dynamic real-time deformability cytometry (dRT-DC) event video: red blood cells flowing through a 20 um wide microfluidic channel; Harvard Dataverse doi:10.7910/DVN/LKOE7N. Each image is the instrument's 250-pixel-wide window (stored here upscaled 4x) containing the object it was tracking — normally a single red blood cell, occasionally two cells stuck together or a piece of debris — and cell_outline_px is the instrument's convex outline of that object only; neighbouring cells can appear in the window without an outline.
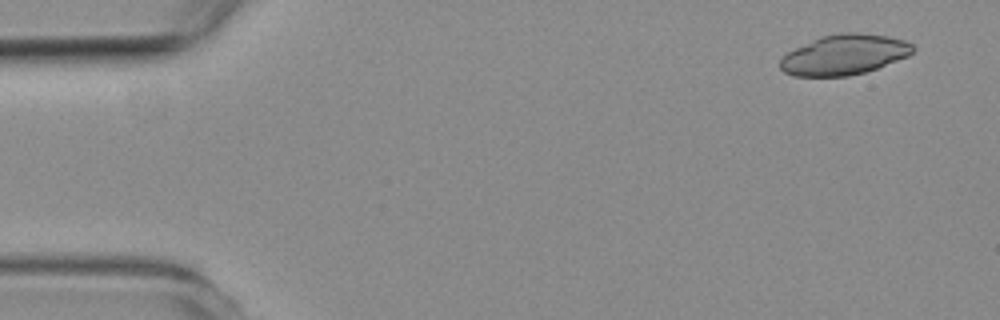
{"species": "common noctule bat (a hibernating species)", "species_latin": "Nyctalus noctula", "temperature_condition": "room temperature", "stored_images_in_passage": 7, "camera_frame_rate_fps": 3000, "um_per_image_px": 0.085, "animal": {"sex": "female", "body_mass_g": 19.3, "forearm_length_mm": 54.1}, "frame": {"image": 1, "passage_image": 1, "time_ms": 0.0, "image_size_px": [1000, 320], "cell_outline_px": [[916, 48], [908, 56], [876, 68], [864, 72], [848, 76], [792, 76], [784, 72], [780, 68], [780, 56], [820, 36], [840, 32], [860, 32], [888, 36], [904, 40], [912, 44]], "centroid_in_image_um": [71.74, 4.64], "position_along_channel_um": 13.3, "area_um2": 31.15}}